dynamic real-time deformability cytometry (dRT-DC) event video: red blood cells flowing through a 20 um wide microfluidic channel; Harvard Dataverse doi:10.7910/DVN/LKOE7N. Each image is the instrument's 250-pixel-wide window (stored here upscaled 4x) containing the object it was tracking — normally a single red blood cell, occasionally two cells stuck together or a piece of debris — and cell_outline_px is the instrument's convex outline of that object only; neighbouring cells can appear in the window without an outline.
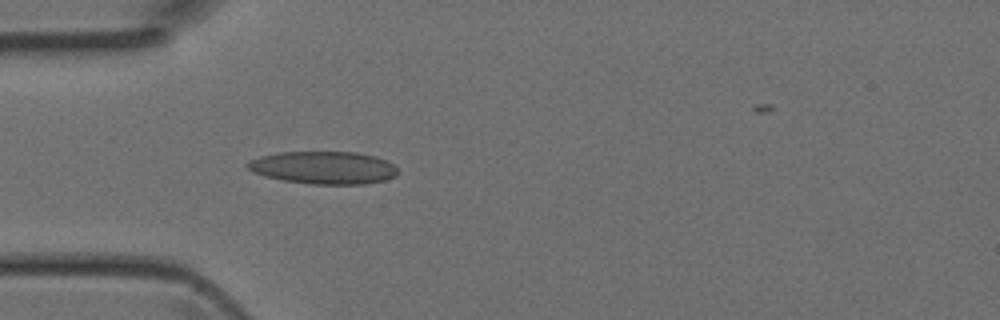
{"species": "Egyptian fruit bat (a non-hibernating species)", "species_latin": "Rousettus aegyptiacus", "temperature_condition": "room temperature", "stored_images_in_passage": 2, "camera_frame_rate_fps": 3000, "um_per_image_px": 0.085, "animal": {"sex": "female"}, "frame": {"image": 1, "passage_image": 2, "time_ms": 0.333, "image_size_px": [1000, 320], "cell_outline_px": [[400, 172], [396, 176], [384, 180], [364, 184], [312, 184], [284, 180], [264, 176], [252, 172], [244, 164], [248, 160], [260, 156], [276, 152], [356, 152], [376, 156], [388, 160]], "centroid_in_image_um": [27.49, 14.24], "position_along_channel_um": 57.5, "area_um2": 28.84}}